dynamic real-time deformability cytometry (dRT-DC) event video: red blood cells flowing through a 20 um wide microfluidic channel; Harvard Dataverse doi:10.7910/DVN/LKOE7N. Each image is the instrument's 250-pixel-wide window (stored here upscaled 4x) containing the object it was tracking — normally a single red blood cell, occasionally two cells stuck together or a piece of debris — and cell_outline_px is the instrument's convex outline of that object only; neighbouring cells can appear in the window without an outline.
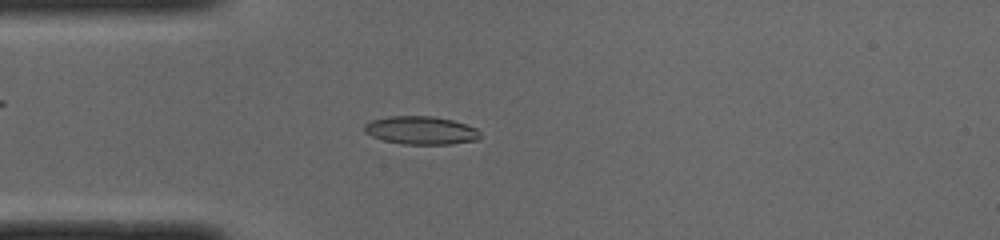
{"species": "common noctule bat (a hibernating species)", "species_latin": "Nyctalus noctula", "temperature_condition": "cold", "stored_images_in_passage": 46, "camera_frame_rate_fps": 3000, "um_per_image_px": 0.085, "animal": {"sex": "male", "body_mass_g": 19.0, "forearm_length_mm": 50.8}, "frame": {"image": 1, "passage_image": 9, "time_ms": 2.667, "image_size_px": [1000, 240], "cell_outline_px": [[480, 136], [476, 140], [452, 144], [404, 144], [384, 140], [372, 136], [364, 132], [364, 124], [372, 120], [388, 116], [432, 116], [452, 120], [476, 128], [480, 132]], "centroid_in_image_um": [35.77, 11.08], "position_along_channel_um": 49.2, "area_um2": 18.9}}
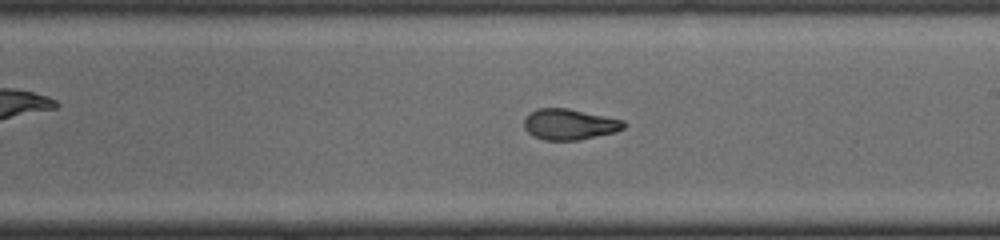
{"frame": {"image": 2, "passage_image": 24, "time_ms": 7.667, "image_size_px": [1000, 240], "cell_outline_px": [[628, 124], [624, 128], [616, 132], [580, 140], [544, 140], [532, 136], [524, 128], [524, 120], [532, 112], [540, 108], [568, 108], [624, 120]], "centroid_in_image_um": [48.44, 10.58], "position_along_channel_um": 240.6, "area_um2": 17.98}}
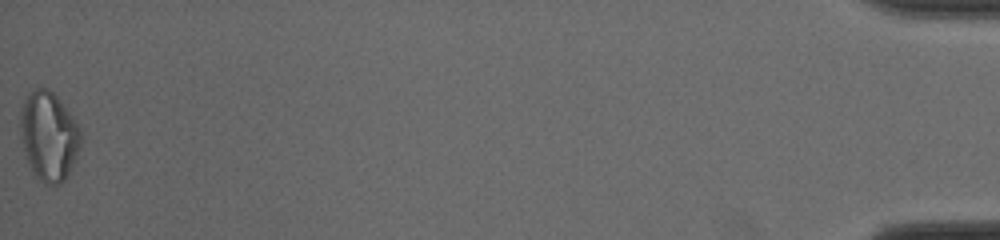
{"frame": {"image": 3, "passage_image": 46, "time_ms": 15.0, "image_size_px": [1000, 240], "cell_outline_px": [[80, 144], [68, 172], [64, 180], [60, 184], [44, 184], [36, 176], [24, 152], [20, 128], [20, 112], [24, 96], [36, 88], [48, 88], [56, 96], [80, 128]], "centroid_in_image_um": [4.11, 11.54], "position_along_channel_um": 431.1, "area_um2": 30.63}, "authors_computed_cell_mechanics": {"area_um2": 18.4671, "velocity_mm_per_s": 3.994, "shape_relaxation_time_tau1_ms": 4.2047, "shape_relaxation_time_tau2_ms": 1.3739, "deformation_change_tau1": 0.1874, "deformation_change_tau2": 0.0746}}